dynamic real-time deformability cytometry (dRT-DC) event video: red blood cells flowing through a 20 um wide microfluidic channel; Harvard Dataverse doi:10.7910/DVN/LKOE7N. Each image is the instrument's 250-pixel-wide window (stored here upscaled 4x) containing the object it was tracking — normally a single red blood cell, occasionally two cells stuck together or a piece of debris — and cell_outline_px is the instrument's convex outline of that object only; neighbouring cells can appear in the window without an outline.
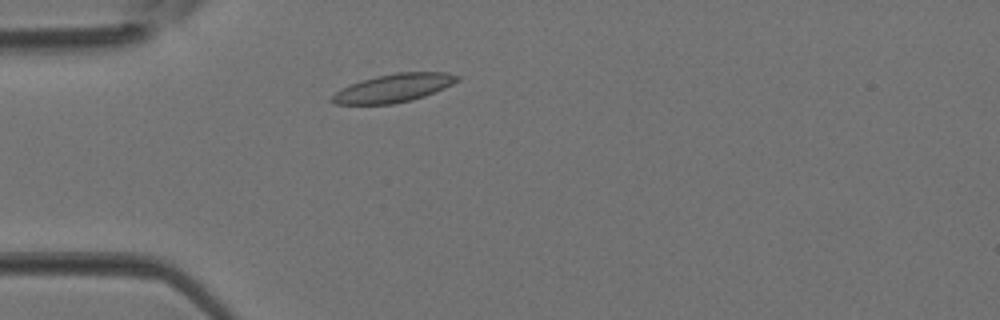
{"species": "Egyptian fruit bat (a non-hibernating species)", "species_latin": "Rousettus aegyptiacus", "temperature_condition": "room temperature", "stored_images_in_passage": 2, "camera_frame_rate_fps": 3000, "um_per_image_px": 0.085, "animal": {"sex": "female"}, "frame": {"image": 1, "passage_image": 2, "time_ms": 0.333, "image_size_px": [1000, 320], "cell_outline_px": [[460, 80], [444, 88], [424, 96], [412, 100], [392, 104], [336, 104], [328, 100], [336, 92], [360, 80], [396, 72], [448, 72], [460, 76]], "centroid_in_image_um": [33.49, 7.48], "position_along_channel_um": 51.5, "area_um2": 20.52}}